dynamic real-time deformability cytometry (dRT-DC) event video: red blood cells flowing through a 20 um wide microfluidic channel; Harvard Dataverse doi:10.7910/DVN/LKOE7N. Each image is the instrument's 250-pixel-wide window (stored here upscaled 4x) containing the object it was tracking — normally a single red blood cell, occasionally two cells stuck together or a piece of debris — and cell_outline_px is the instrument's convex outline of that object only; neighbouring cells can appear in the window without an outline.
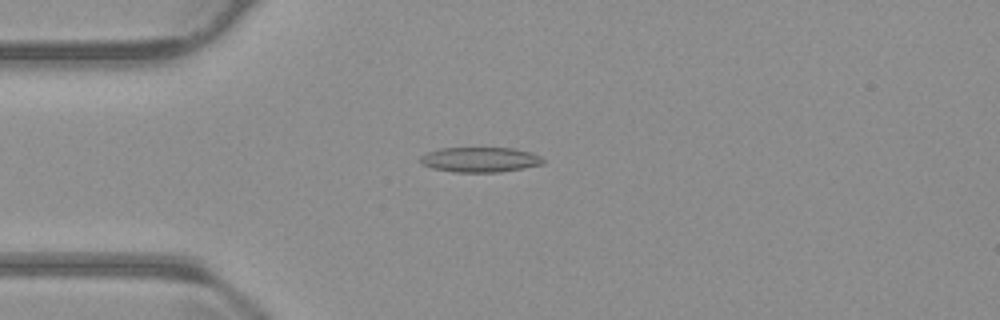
{"species": "common noctule bat (a hibernating species)", "species_latin": "Nyctalus noctula", "temperature_condition": "warm", "stored_images_in_passage": 54, "camera_frame_rate_fps": 3000, "um_per_image_px": 0.085, "animal": {"sex": "male", "body_mass_g": 23.1, "forearm_length_mm": 52.7}, "frame": {"image": 1, "passage_image": 14, "time_ms": 4.333, "image_size_px": [1000, 320], "cell_outline_px": [[544, 164], [524, 168], [500, 172], [452, 172], [432, 168], [420, 164], [420, 156], [428, 152], [440, 148], [512, 148], [528, 152], [540, 156], [544, 160]], "centroid_in_image_um": [40.78, 13.58], "position_along_channel_um": 44.2, "area_um2": 17.92}}
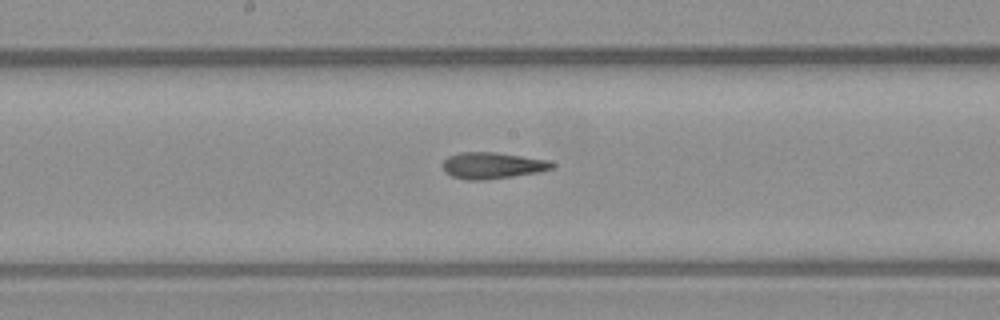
{"frame": {"image": 2, "passage_image": 28, "time_ms": 9.0, "image_size_px": [1000, 320], "cell_outline_px": [[556, 164], [552, 168], [540, 172], [484, 180], [464, 180], [452, 176], [444, 172], [444, 160], [448, 156], [460, 152], [496, 152], [548, 160]], "centroid_in_image_um": [41.85, 14.07], "position_along_channel_um": 206.4, "area_um2": 16.82}}
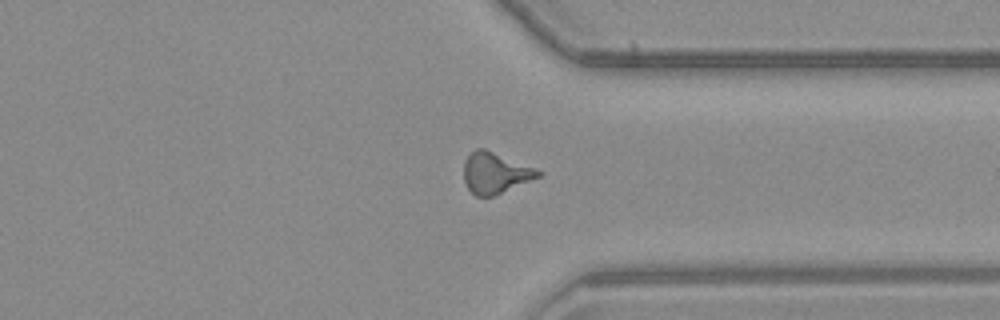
{"frame": {"image": 3, "passage_image": 41, "time_ms": 13.333, "image_size_px": [1000, 320], "cell_outline_px": [[544, 172], [540, 176], [492, 196], [476, 196], [468, 188], [464, 180], [464, 160], [476, 148], [484, 148], [536, 168]], "centroid_in_image_um": [42.09, 14.68], "position_along_channel_um": 369.3, "area_um2": 17.51}, "authors_computed_cell_mechanics": {"area_um2": 16.9354, "velocity_mm_per_s": 3.8085, "shape_relaxation_time_tau1_ms": 7.1348, "shape_relaxation_time_tau2_ms": 3.165, "deformation_change_tau1": 0.2438, "deformation_change_tau2": 0.1205}}